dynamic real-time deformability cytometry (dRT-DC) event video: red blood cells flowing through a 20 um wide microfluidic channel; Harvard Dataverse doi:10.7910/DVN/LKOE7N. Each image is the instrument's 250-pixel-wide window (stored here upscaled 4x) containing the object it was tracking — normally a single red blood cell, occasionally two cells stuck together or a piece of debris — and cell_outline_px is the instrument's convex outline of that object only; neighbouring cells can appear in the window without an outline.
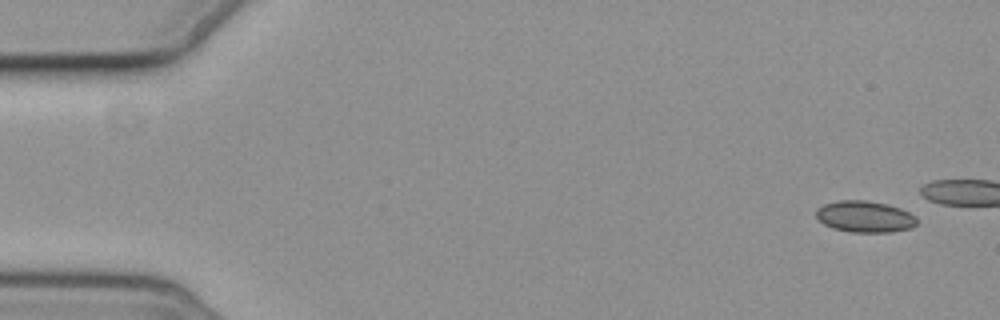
{"species": "common noctule bat (a hibernating species)", "species_latin": "Nyctalus noctula", "temperature_condition": "cold", "stored_images_in_passage": 5, "camera_frame_rate_fps": 3000, "um_per_image_px": 0.085, "animal": {"sex": "female", "body_mass_g": 19.3, "forearm_length_mm": 54.1}, "frame": {"image": 1, "passage_image": 1, "time_ms": 0.0, "image_size_px": [1000, 320], "cell_outline_px": [[916, 224], [912, 228], [892, 232], [852, 232], [832, 228], [824, 224], [816, 216], [816, 208], [824, 204], [840, 200], [864, 200], [888, 204], [900, 208], [916, 216]], "centroid_in_image_um": [73.51, 18.41], "position_along_channel_um": 11.5, "area_um2": 18.5}}